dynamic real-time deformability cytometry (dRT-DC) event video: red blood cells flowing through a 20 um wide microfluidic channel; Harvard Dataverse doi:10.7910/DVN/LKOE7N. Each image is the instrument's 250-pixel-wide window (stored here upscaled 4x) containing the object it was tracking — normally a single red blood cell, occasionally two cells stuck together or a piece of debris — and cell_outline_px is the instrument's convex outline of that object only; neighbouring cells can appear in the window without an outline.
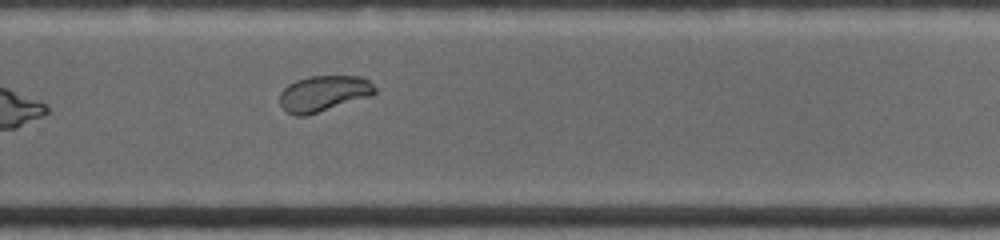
{"species": "common noctule bat (a hibernating species)", "species_latin": "Nyctalus noctula", "temperature_condition": "warm", "stored_images_in_passage": 12, "camera_frame_rate_fps": 4500, "um_per_image_px": 0.085, "animal": {"sex": "female", "body_mass_g": 19.0, "forearm_length_mm": 53.3}, "frame": {"image": 1, "passage_image": 12, "time_ms": 8.889, "image_size_px": [1000, 240], "cell_outline_px": [[376, 92], [372, 96], [304, 116], [296, 116], [288, 112], [280, 104], [280, 92], [288, 84], [296, 80], [308, 76], [364, 76], [376, 88]], "centroid_in_image_um": [27.52, 7.93], "position_along_channel_um": 302.3, "area_um2": 19.88}}